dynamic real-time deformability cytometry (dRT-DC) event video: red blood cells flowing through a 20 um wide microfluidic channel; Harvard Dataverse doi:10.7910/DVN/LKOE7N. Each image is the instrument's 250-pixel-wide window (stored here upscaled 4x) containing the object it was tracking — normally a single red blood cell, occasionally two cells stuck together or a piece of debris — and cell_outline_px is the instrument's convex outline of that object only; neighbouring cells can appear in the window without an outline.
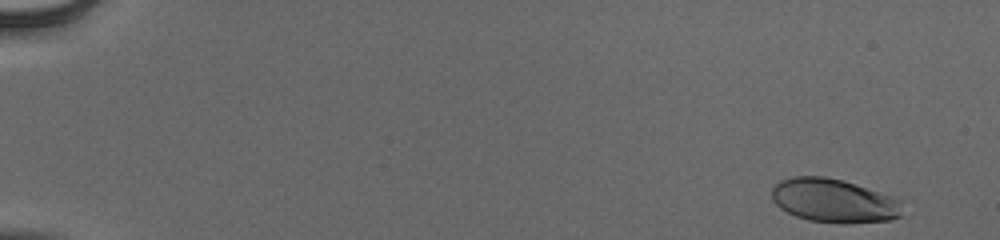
{"species": "human", "species_latin": "Homo sapiens", "temperature_condition": "cold", "stored_images_in_passage": 53, "camera_frame_rate_fps": 3000, "um_per_image_px": 0.085, "donor": {"sex": "male"}, "frame": {"image": 1, "passage_image": 2, "time_ms": 0.333, "image_size_px": [1000, 240], "cell_outline_px": [[904, 216], [892, 220], [848, 224], [840, 224], [808, 220], [796, 216], [780, 208], [772, 200], [772, 188], [780, 180], [792, 176], [824, 176], [840, 180], [892, 196], [900, 200]], "centroid_in_image_um": [70.89, 17.08], "position_along_channel_um": 14.1, "area_um2": 33.52}}
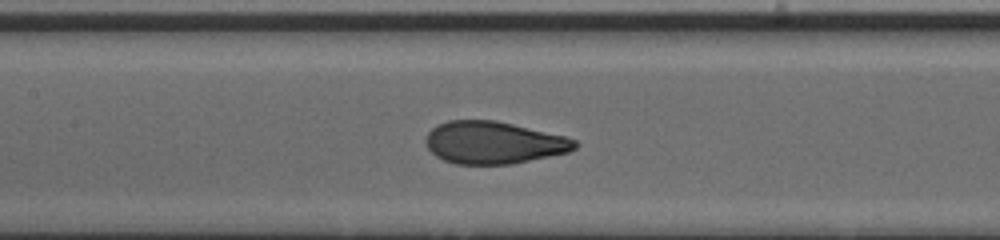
{"frame": {"image": 2, "passage_image": 27, "time_ms": 8.667, "image_size_px": [1000, 240], "cell_outline_px": [[580, 144], [576, 148], [568, 152], [512, 164], [456, 164], [444, 160], [436, 156], [428, 148], [424, 140], [428, 132], [432, 128], [448, 120], [496, 120], [564, 136], [576, 140]], "centroid_in_image_um": [41.95, 12.12], "position_along_channel_um": 165.4, "area_um2": 36.7}}
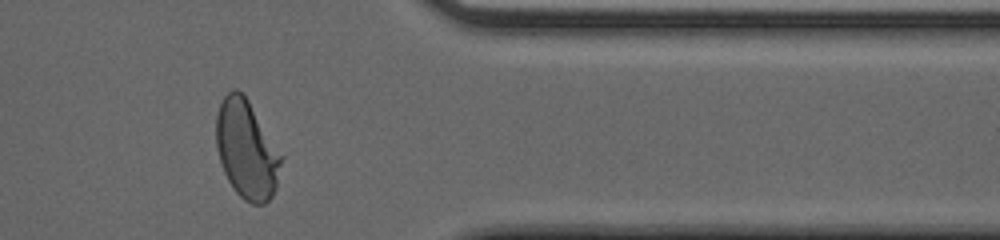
{"frame": {"image": 3, "passage_image": 45, "time_ms": 14.667, "image_size_px": [1000, 240], "cell_outline_px": [[284, 156], [276, 188], [272, 196], [264, 204], [252, 204], [244, 200], [236, 192], [228, 180], [224, 172], [216, 148], [216, 116], [220, 104], [224, 96], [232, 88], [236, 88], [248, 100]], "centroid_in_image_um": [20.98, 12.72], "position_along_channel_um": 390.4, "area_um2": 37.45}, "authors_computed_cell_mechanics": {"area_um2": 36.3562, "velocity_mm_per_s": 3.9169, "shape_relaxation_time_tau1_ms": 3.3815, "shape_relaxation_time_tau2_ms": null, "deformation_change_tau1": 0.1696, "deformation_change_tau2": null}}